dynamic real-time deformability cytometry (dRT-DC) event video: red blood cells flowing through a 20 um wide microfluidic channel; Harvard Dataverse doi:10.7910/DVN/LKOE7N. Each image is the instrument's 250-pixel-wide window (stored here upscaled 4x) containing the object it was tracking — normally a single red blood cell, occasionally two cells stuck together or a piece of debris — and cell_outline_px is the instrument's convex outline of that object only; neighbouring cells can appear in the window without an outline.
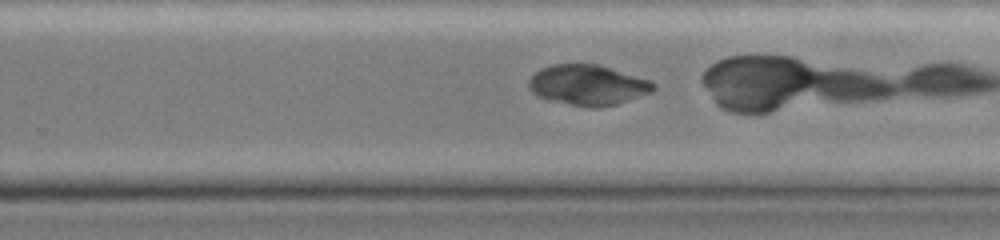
{"species": "common noctule bat (a hibernating species)", "species_latin": "Nyctalus noctula", "temperature_condition": "cold", "stored_images_in_passage": 32, "camera_frame_rate_fps": 3000, "um_per_image_px": 0.085, "animal": {"sex": "female", "body_mass_g": 19.0, "forearm_length_mm": 51.5}, "frame": {"image": 1, "passage_image": 23, "time_ms": 7.333, "image_size_px": [1000, 240], "cell_outline_px": [[656, 88], [652, 92], [616, 104], [596, 108], [592, 108], [572, 104], [536, 96], [528, 88], [528, 80], [540, 68], [552, 64], [600, 64], [652, 80], [656, 84]], "centroid_in_image_um": [50.0, 7.21], "position_along_channel_um": 279.8, "area_um2": 29.42}}
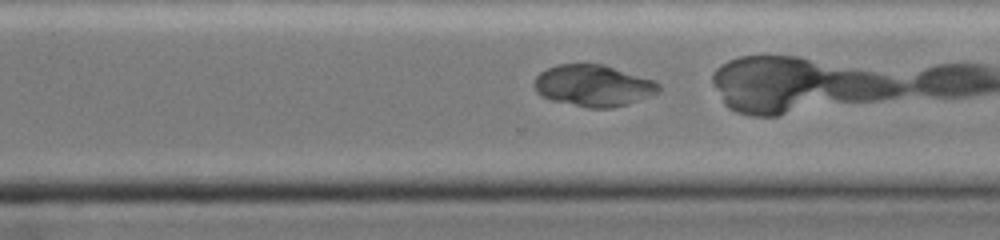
{"frame": {"image": 2, "passage_image": 26, "time_ms": 8.333, "image_size_px": [1000, 240], "cell_outline_px": [[660, 92], [612, 108], [588, 108], [552, 100], [540, 96], [536, 92], [532, 84], [536, 76], [540, 72], [548, 68], [560, 64], [604, 64], [656, 80], [660, 84]], "centroid_in_image_um": [50.42, 7.27], "position_along_channel_um": 320.2, "area_um2": 30.23}}